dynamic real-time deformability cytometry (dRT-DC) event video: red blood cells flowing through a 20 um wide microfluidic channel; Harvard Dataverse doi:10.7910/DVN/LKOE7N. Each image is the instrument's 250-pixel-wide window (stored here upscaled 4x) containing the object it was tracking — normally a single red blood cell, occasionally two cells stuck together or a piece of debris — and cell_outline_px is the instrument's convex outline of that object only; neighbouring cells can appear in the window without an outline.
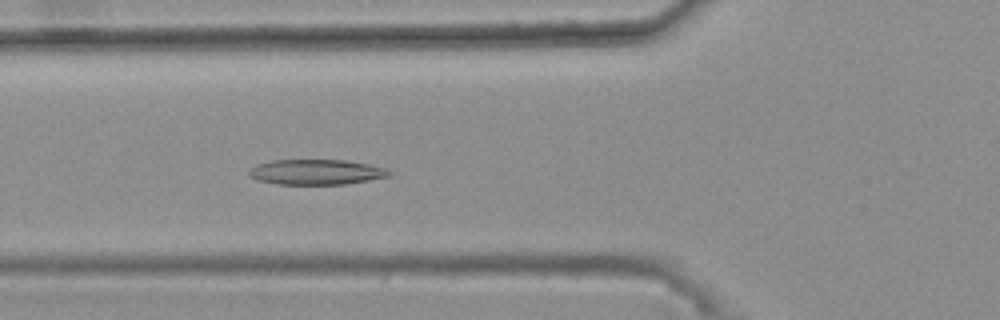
{"species": "common noctule bat (a hibernating species)", "species_latin": "Nyctalus noctula", "temperature_condition": "warm", "stored_images_in_passage": 43, "camera_frame_rate_fps": 3000, "um_per_image_px": 0.085, "animal": {"sex": "female", "body_mass_g": 25.1}, "frame": {"image": 1, "passage_image": 17, "time_ms": 5.333, "image_size_px": [1000, 320], "cell_outline_px": [[396, 172], [392, 176], [344, 184], [280, 184], [260, 180], [248, 176], [248, 172], [256, 164], [272, 160], [344, 160], [368, 164], [388, 168]], "centroid_in_image_um": [26.96, 14.61], "position_along_channel_um": 98.8, "area_um2": 20.69}}
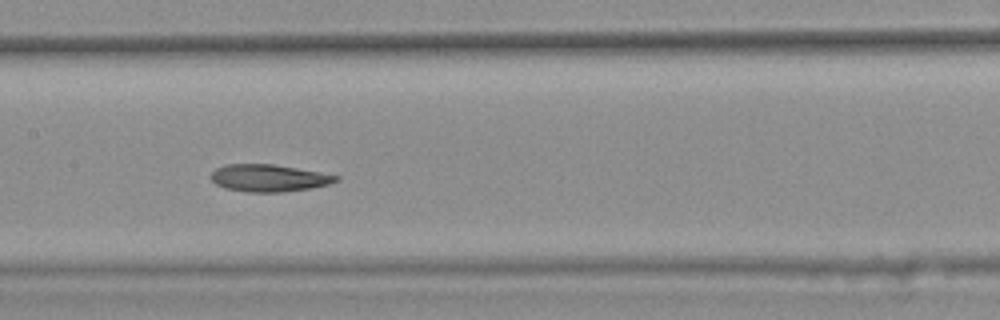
{"frame": {"image": 2, "passage_image": 24, "time_ms": 7.667, "image_size_px": [1000, 320], "cell_outline_px": [[340, 180], [328, 184], [312, 188], [280, 192], [248, 192], [224, 188], [216, 184], [208, 176], [216, 168], [224, 164], [272, 164], [320, 172], [340, 176]], "centroid_in_image_um": [22.82, 15.13], "position_along_channel_um": 184.6, "area_um2": 19.88}}
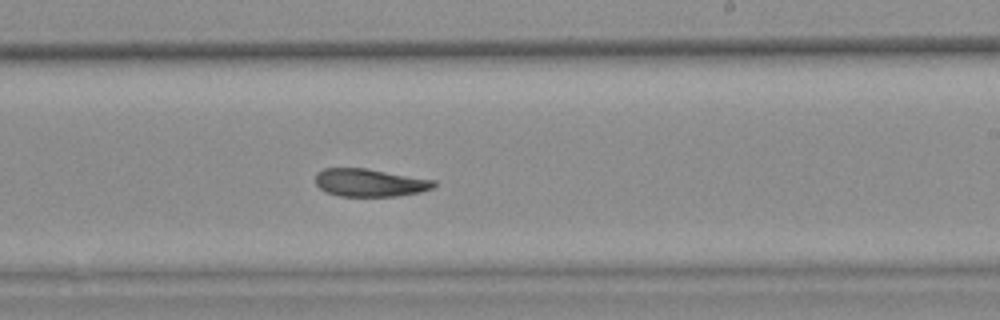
{"frame": {"image": 3, "passage_image": 30, "time_ms": 9.667, "image_size_px": [1000, 320], "cell_outline_px": [[436, 184], [432, 188], [420, 192], [396, 196], [340, 196], [328, 192], [320, 188], [316, 184], [316, 172], [324, 168], [364, 168], [436, 180]], "centroid_in_image_um": [31.43, 15.52], "position_along_channel_um": 257.6, "area_um2": 19.07}, "authors_computed_cell_mechanics": {"area_um2": 20.7502, "velocity_mm_per_s": 3.6703, "shape_relaxation_time_tau1_ms": null, "shape_relaxation_time_tau2_ms": 3.2667, "deformation_change_tau1": null, "deformation_change_tau2": 0.0946}}